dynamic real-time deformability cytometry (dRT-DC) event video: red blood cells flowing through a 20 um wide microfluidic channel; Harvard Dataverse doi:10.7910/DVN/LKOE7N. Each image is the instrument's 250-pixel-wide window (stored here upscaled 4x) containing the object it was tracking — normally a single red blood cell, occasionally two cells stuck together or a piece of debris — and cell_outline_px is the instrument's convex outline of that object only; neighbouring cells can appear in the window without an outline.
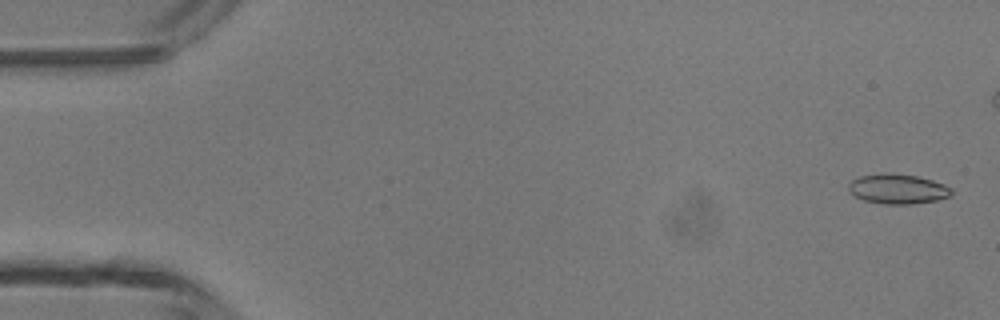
{"species": "common noctule bat (a hibernating species)", "species_latin": "Nyctalus noctula", "temperature_condition": "room temperature", "stored_images_in_passage": 6, "camera_frame_rate_fps": 3000, "um_per_image_px": 0.085, "animal": {"sex": "male", "body_mass_g": 13.3}, "frame": {"image": 1, "passage_image": 1, "time_ms": 0.0, "image_size_px": [1000, 320], "cell_outline_px": [[952, 196], [936, 200], [912, 204], [884, 204], [864, 200], [848, 192], [848, 184], [852, 180], [860, 176], [916, 176], [932, 180], [944, 184], [952, 188]], "centroid_in_image_um": [76.35, 16.11], "position_along_channel_um": 8.7, "area_um2": 17.17}}
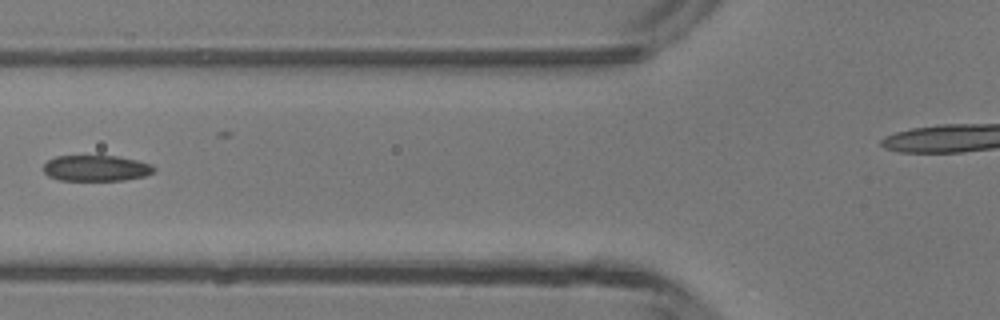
{"frame": {"image": 2, "passage_image": 5, "time_ms": 5.667, "image_size_px": [1000, 320], "cell_outline_px": [[156, 168], [152, 172], [144, 176], [124, 180], [60, 180], [48, 176], [44, 172], [44, 164], [48, 160], [56, 156], [116, 156], [136, 160], [152, 164]], "centroid_in_image_um": [8.16, 14.29], "position_along_channel_um": 117.6, "area_um2": 16.59}}